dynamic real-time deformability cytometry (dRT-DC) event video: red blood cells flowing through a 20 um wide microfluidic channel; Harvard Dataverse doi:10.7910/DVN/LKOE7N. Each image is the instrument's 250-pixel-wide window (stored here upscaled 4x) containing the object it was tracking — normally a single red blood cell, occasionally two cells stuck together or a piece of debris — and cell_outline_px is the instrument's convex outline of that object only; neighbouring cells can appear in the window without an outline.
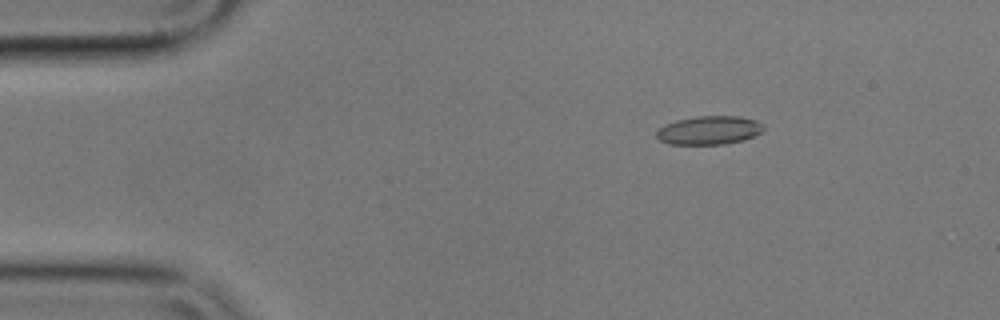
{"species": "common noctule bat (a hibernating species)", "species_latin": "Nyctalus noctula", "temperature_condition": "cold", "stored_images_in_passage": 27, "camera_frame_rate_fps": 3000, "um_per_image_px": 0.085, "animal": {"sex": "male", "body_mass_g": 17.9}, "frame": {"image": 1, "passage_image": 8, "time_ms": 2.333, "image_size_px": [1000, 320], "cell_outline_px": [[764, 128], [760, 132], [744, 140], [724, 144], [668, 144], [660, 140], [656, 136], [656, 132], [664, 124], [676, 120], [696, 116], [740, 116], [756, 120], [764, 124]], "centroid_in_image_um": [60.27, 11.06], "position_along_channel_um": 24.7, "area_um2": 17.86}}
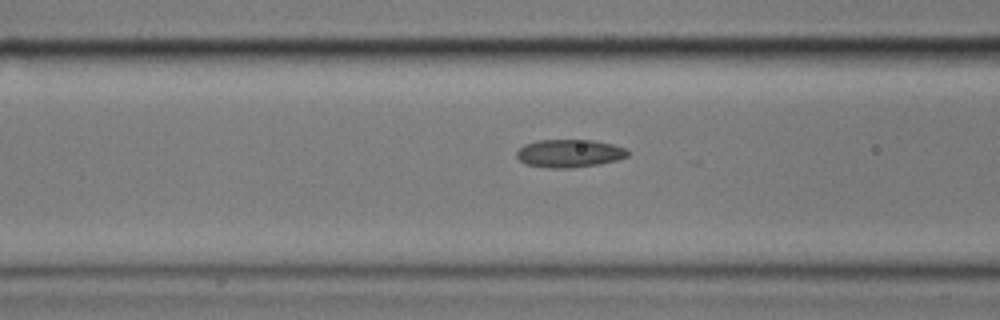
{"frame": {"image": 2, "passage_image": 21, "time_ms": 6.667, "image_size_px": [1000, 320], "cell_outline_px": [[628, 156], [616, 160], [596, 164], [572, 168], [548, 168], [524, 164], [516, 156], [516, 152], [524, 144], [536, 140], [592, 140], [612, 144], [624, 148], [628, 152]], "centroid_in_image_um": [48.34, 13.03], "position_along_channel_um": 118.3, "area_um2": 18.03}}
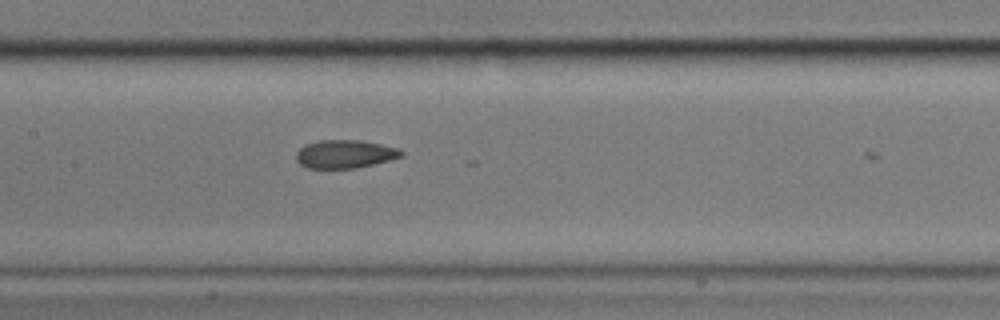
{"frame": {"image": 3, "passage_image": 26, "time_ms": 8.333, "image_size_px": [1000, 320], "cell_outline_px": [[404, 156], [356, 168], [308, 168], [300, 164], [296, 160], [296, 152], [304, 144], [320, 140], [360, 140], [380, 144], [396, 148], [404, 152]], "centroid_in_image_um": [29.28, 13.09], "position_along_channel_um": 178.1, "area_um2": 17.22}}